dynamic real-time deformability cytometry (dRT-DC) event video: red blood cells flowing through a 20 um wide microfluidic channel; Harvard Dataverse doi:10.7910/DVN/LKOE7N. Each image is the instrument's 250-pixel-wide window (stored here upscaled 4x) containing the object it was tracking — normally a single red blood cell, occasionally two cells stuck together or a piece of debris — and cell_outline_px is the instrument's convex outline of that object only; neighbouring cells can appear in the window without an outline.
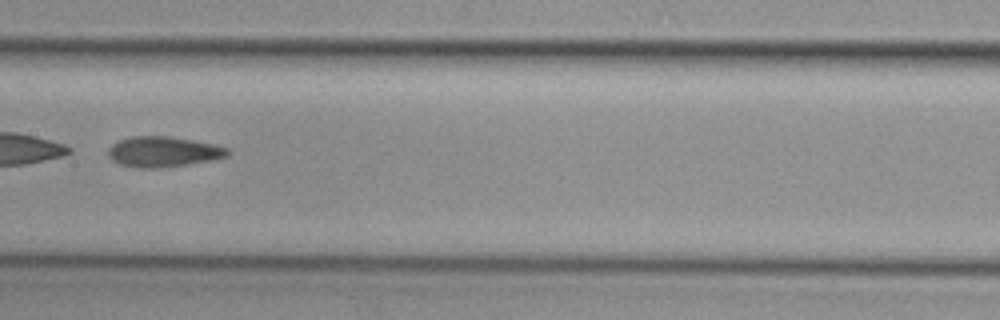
{"species": "common noctule bat (a hibernating species)", "species_latin": "Nyctalus noctula", "temperature_condition": "cold", "stored_images_in_passage": 37, "camera_frame_rate_fps": 3000, "um_per_image_px": 0.085, "animal": {"sex": "female", "body_mass_g": 29.2, "forearm_length_mm": 56.3}, "frame": {"image": 1, "passage_image": 16, "time_ms": 5.0, "image_size_px": [1000, 320], "cell_outline_px": [[228, 156], [212, 160], [188, 164], [160, 168], [136, 168], [120, 164], [112, 160], [108, 156], [108, 148], [112, 144], [120, 140], [132, 136], [168, 136], [216, 144], [228, 148]], "centroid_in_image_um": [13.86, 12.9], "position_along_channel_um": 193.5, "area_um2": 21.21}}